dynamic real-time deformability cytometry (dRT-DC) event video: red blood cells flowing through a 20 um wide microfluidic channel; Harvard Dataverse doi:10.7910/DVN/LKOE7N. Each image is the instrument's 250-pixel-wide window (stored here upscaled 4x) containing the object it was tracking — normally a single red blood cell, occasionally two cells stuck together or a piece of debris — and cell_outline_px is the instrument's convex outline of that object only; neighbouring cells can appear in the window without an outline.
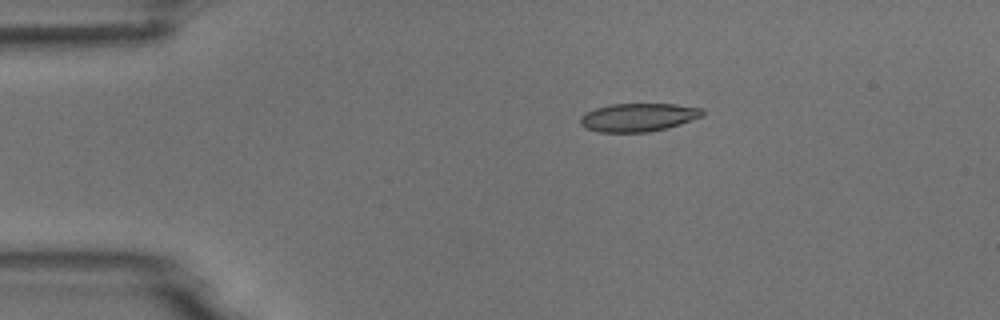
{"species": "common noctule bat (a hibernating species)", "species_latin": "Nyctalus noctula", "temperature_condition": "room temperature", "stored_images_in_passage": 5, "camera_frame_rate_fps": 3000, "um_per_image_px": 0.085, "animal": {"sex": "male", "body_mass_g": 18.8}, "frame": {"image": 1, "passage_image": 1, "time_ms": 0.0, "image_size_px": [1000, 320], "cell_outline_px": [[704, 116], [668, 128], [648, 132], [600, 132], [584, 128], [580, 124], [580, 116], [596, 108], [612, 104], [676, 104], [704, 108]], "centroid_in_image_um": [54.29, 9.97], "position_along_channel_um": 30.7, "area_um2": 20.23}}
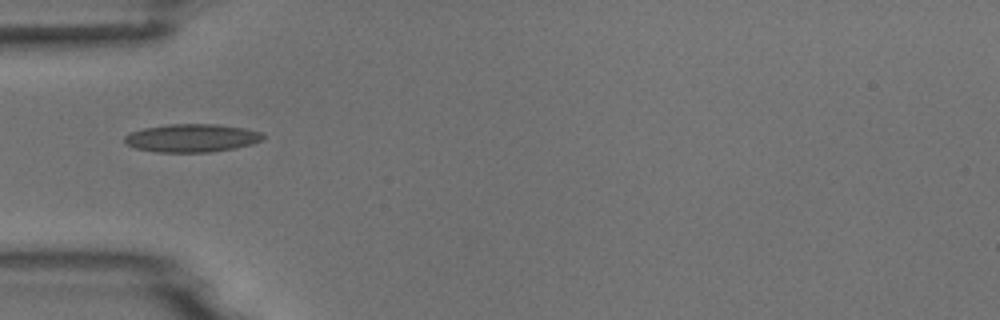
{"frame": {"image": 2, "passage_image": 3, "time_ms": 2.333, "image_size_px": [1000, 320], "cell_outline_px": [[264, 140], [252, 144], [236, 148], [212, 152], [156, 152], [136, 148], [124, 144], [124, 136], [132, 132], [144, 128], [168, 124], [216, 124], [244, 128], [264, 132]], "centroid_in_image_um": [16.34, 11.73], "position_along_channel_um": 68.7, "area_um2": 22.89}}